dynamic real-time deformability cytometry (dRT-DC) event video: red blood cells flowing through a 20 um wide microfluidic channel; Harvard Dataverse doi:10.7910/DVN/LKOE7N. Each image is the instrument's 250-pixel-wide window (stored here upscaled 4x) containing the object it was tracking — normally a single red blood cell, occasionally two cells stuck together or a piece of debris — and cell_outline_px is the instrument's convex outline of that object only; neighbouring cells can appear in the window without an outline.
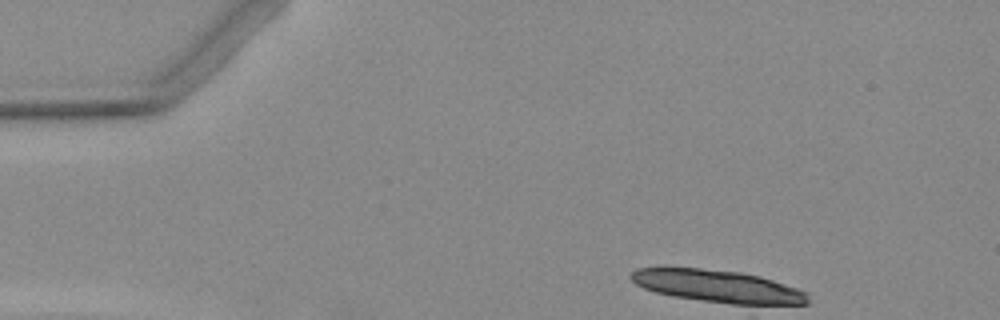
{"species": "Egyptian fruit bat (a non-hibernating species)", "species_latin": "Rousettus aegyptiacus", "temperature_condition": "warm", "stored_images_in_passage": 5, "camera_frame_rate_fps": 3000, "um_per_image_px": 0.085, "animal": {"sex": "female"}, "frame": {"image": 1, "passage_image": 1, "time_ms": 0.0, "image_size_px": [1000, 320], "cell_outline_px": [[808, 304], [732, 304], [672, 296], [656, 292], [644, 288], [636, 284], [628, 276], [636, 268], [700, 268], [740, 272], [760, 276], [808, 292]], "centroid_in_image_um": [61.0, 24.32], "position_along_channel_um": 24.0, "area_um2": 33.06}}
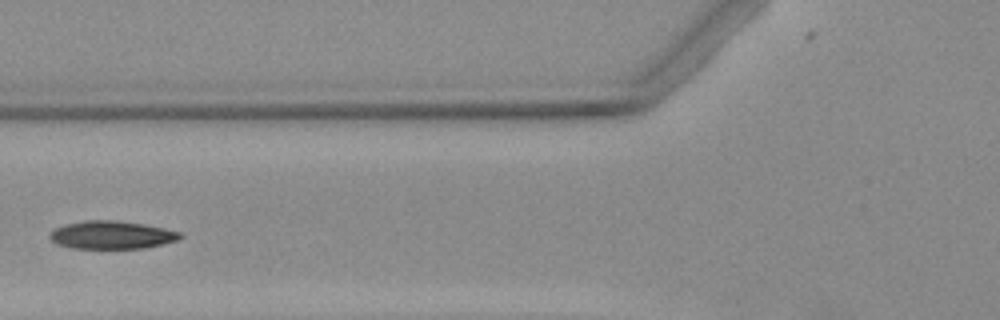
{"frame": {"image": 2, "passage_image": 5, "time_ms": 4.667, "image_size_px": [1000, 320], "cell_outline_px": [[184, 236], [176, 240], [144, 248], [72, 248], [56, 244], [48, 236], [56, 228], [64, 224], [84, 220], [116, 220], [144, 224], [164, 228], [180, 232]], "centroid_in_image_um": [9.47, 19.96], "position_along_channel_um": 116.3, "area_um2": 21.15}}